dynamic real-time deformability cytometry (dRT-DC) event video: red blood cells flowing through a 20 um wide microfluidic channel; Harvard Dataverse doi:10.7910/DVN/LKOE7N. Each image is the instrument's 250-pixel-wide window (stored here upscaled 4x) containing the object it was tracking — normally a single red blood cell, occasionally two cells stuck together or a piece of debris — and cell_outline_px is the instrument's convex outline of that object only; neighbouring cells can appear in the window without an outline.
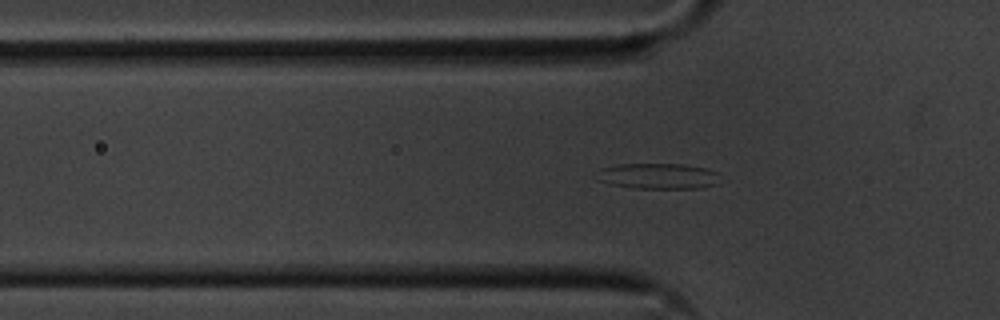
{"species": "common noctule bat (a hibernating species)", "species_latin": "Nyctalus noctula", "temperature_condition": "cold", "stored_images_in_passage": 42, "camera_frame_rate_fps": 3000, "um_per_image_px": 0.085, "animal": {"sex": "male", "body_mass_g": 20.1, "forearm_length_mm": 53.5}, "frame": {"image": 1, "passage_image": 10, "time_ms": 3.0, "image_size_px": [1000, 320], "cell_outline_px": [[716, 184], [700, 188], [632, 188], [612, 184], [596, 180], [600, 168], [620, 164], [684, 164], [708, 168], [716, 172]], "centroid_in_image_um": [55.9, 14.96], "position_along_channel_um": 69.9, "area_um2": 18.32}}
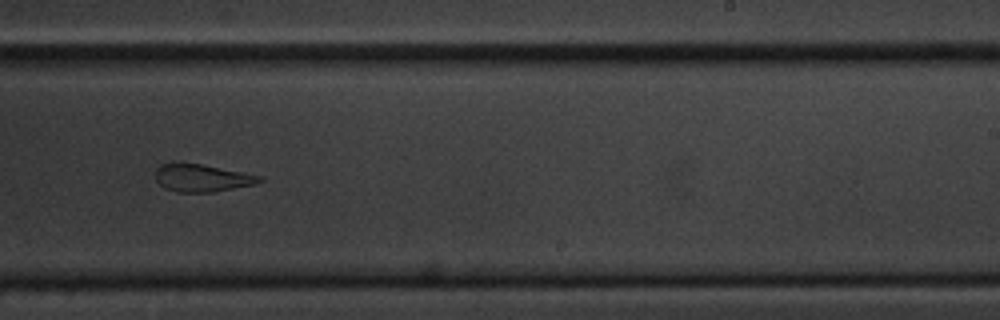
{"frame": {"image": 2, "passage_image": 27, "time_ms": 8.667, "image_size_px": [1000, 320], "cell_outline_px": [[264, 180], [252, 184], [212, 192], [176, 192], [164, 188], [156, 180], [156, 168], [160, 164], [180, 160], [244, 172], [264, 176]], "centroid_in_image_um": [17.11, 15.08], "position_along_channel_um": 271.9, "area_um2": 17.05}}
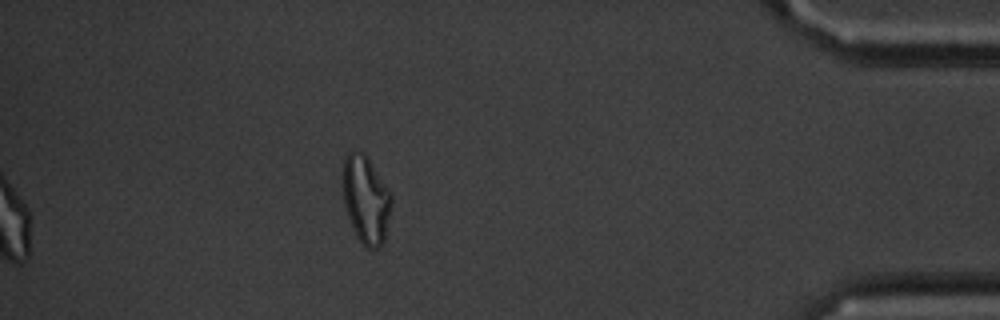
{"frame": {"image": 3, "passage_image": 42, "time_ms": 13.667, "image_size_px": [1000, 320], "cell_outline_px": [[392, 208], [384, 240], [376, 248], [368, 248], [360, 240], [352, 228], [344, 204], [344, 160], [348, 152], [364, 152], [368, 156], [392, 192]], "centroid_in_image_um": [31.15, 16.93], "position_along_channel_um": 404.1, "area_um2": 24.8}, "authors_computed_cell_mechanics": {"area_um2": 18.2937, "velocity_mm_per_s": 3.5571, "shape_relaxation_time_tau1_ms": null, "shape_relaxation_time_tau2_ms": 1.8409, "deformation_change_tau1": null, "deformation_change_tau2": 0.0956}}